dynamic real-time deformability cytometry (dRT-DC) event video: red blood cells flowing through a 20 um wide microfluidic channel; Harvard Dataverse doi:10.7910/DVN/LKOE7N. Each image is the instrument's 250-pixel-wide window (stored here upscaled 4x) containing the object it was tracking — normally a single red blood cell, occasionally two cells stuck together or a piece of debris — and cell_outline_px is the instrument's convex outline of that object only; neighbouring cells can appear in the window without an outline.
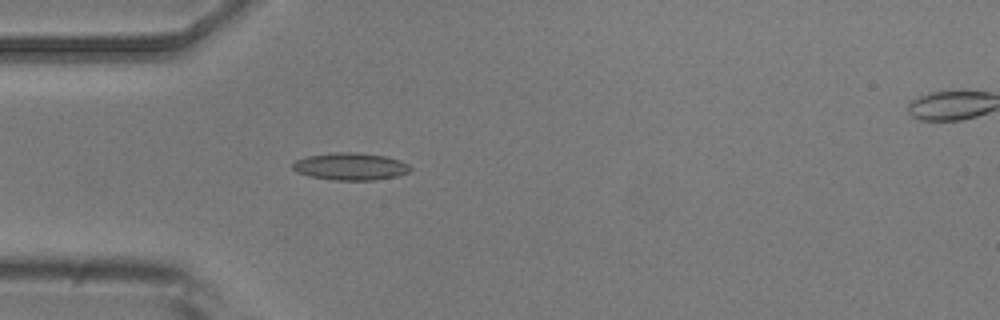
{"species": "common noctule bat (a hibernating species)", "species_latin": "Nyctalus noctula", "temperature_condition": "room temperature", "stored_images_in_passage": 2, "camera_frame_rate_fps": 3000, "um_per_image_px": 0.085, "animal": {"sex": "male", "body_mass_g": 20.5, "forearm_length_mm": 52.5}, "frame": {"image": 1, "passage_image": 1, "time_ms": 0.0, "image_size_px": [1000, 320], "cell_outline_px": [[412, 168], [408, 172], [396, 176], [372, 180], [332, 180], [308, 176], [296, 172], [292, 168], [292, 164], [296, 160], [308, 156], [340, 152], [356, 152], [384, 156], [400, 160], [408, 164]], "centroid_in_image_um": [29.77, 14.15], "position_along_channel_um": 55.2, "area_um2": 18.61}}